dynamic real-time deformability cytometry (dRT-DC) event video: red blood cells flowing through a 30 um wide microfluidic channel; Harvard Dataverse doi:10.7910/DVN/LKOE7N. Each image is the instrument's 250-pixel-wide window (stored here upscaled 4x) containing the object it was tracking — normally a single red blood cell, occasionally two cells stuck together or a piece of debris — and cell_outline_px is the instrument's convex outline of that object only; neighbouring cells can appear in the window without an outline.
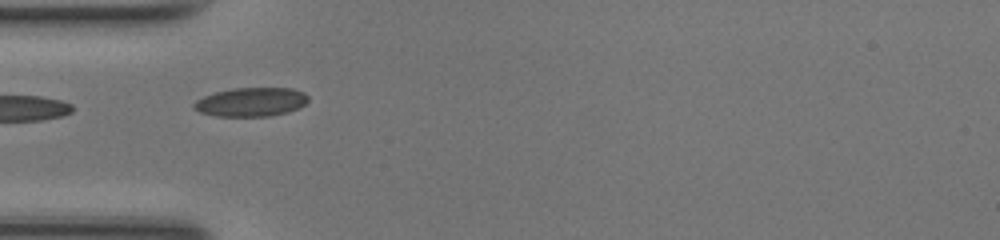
{"species": "common noctule bat (a hibernating species)", "species_latin": "Nyctalus noctula", "temperature_condition": "room temperature", "stored_images_in_passage": 3, "camera_frame_rate_fps": 3000, "um_per_image_px": 0.085, "animal": {"sex": "female", "body_mass_g": 17.0, "forearm_length_mm": 48.0}, "frame": {"image": 1, "passage_image": 1, "time_ms": 0.0, "image_size_px": [1000, 240], "cell_outline_px": [[308, 100], [300, 108], [288, 112], [268, 116], [216, 116], [200, 112], [192, 108], [192, 104], [196, 100], [204, 96], [216, 92], [232, 88], [292, 88], [304, 92], [308, 96]], "centroid_in_image_um": [21.34, 8.67], "position_along_channel_um": 63.7, "area_um2": 19.31}}